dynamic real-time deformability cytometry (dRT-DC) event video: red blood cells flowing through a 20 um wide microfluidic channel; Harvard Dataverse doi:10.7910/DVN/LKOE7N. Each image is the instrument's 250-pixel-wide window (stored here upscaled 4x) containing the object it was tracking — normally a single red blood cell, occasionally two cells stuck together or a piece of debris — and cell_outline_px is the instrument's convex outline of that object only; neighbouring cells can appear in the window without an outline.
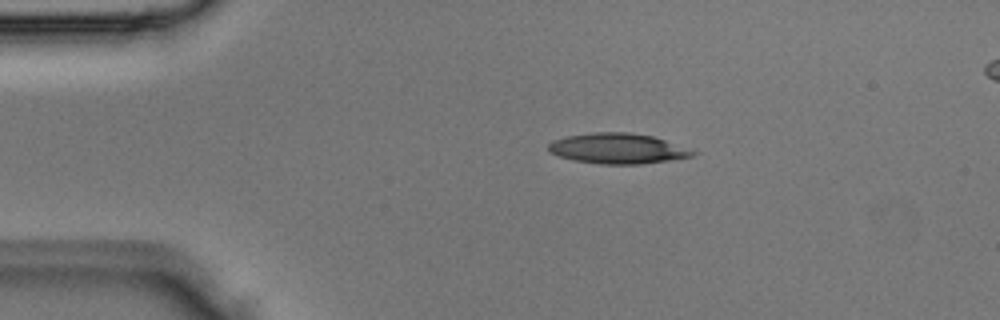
{"species": "Egyptian fruit bat (a non-hibernating species)", "species_latin": "Rousettus aegyptiacus", "temperature_condition": "room temperature", "stored_images_in_passage": 3, "segment_of_instrument_passage": [1, 2], "camera_frame_rate_fps": 3000, "um_per_image_px": 0.085, "animal": {"sex": "male"}, "frame": {"image": 1, "passage_image": 1, "time_ms": 0.0, "image_size_px": [1000, 320], "cell_outline_px": [[696, 152], [692, 156], [668, 160], [640, 164], [600, 164], [576, 160], [560, 156], [548, 152], [548, 144], [552, 140], [568, 136], [592, 132], [632, 132], [652, 136], [664, 140]], "centroid_in_image_um": [52.44, 12.61], "position_along_channel_um": 32.6, "area_um2": 25.2}}